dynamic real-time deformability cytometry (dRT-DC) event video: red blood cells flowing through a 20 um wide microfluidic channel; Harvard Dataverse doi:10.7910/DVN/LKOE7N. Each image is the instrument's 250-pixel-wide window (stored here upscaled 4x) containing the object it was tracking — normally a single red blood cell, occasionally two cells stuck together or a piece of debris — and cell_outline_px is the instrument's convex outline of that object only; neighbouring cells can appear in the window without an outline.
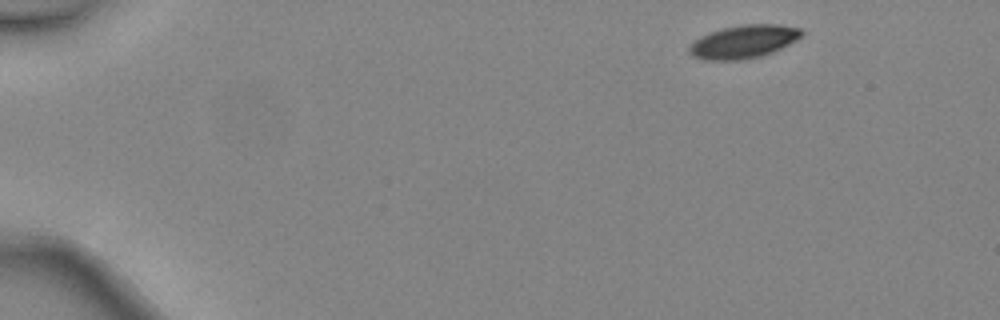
{"species": "common noctule bat (a hibernating species)", "species_latin": "Nyctalus noctula", "temperature_condition": "warm", "stored_images_in_passage": 6, "camera_frame_rate_fps": 3000, "um_per_image_px": 0.085, "animal": {"sex": "female", "body_mass_g": 24.6, "forearm_length_mm": 56.2}, "frame": {"image": 1, "passage_image": 1, "time_ms": 0.0, "image_size_px": [1000, 320], "cell_outline_px": [[804, 36], [772, 52], [760, 56], [744, 60], [704, 60], [692, 56], [688, 52], [688, 48], [700, 36], [724, 28], [744, 24], [780, 24], [800, 28], [804, 32]], "centroid_in_image_um": [63.23, 3.54], "position_along_channel_um": 21.8, "area_um2": 21.68}}
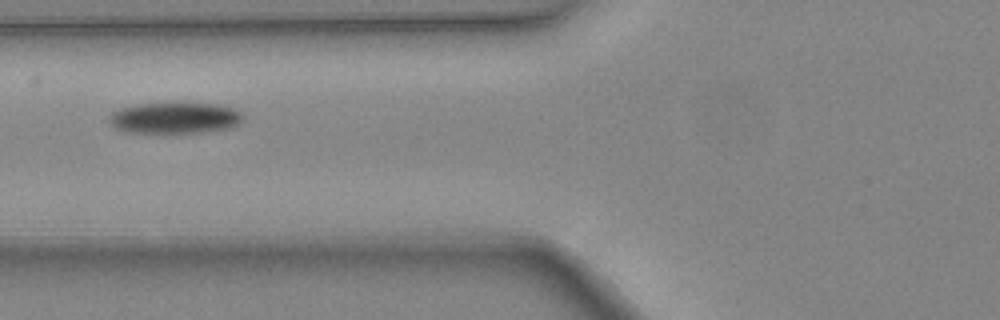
{"frame": {"image": 2, "passage_image": 5, "time_ms": 1.333, "image_size_px": [1000, 320], "cell_outline_px": [[244, 120], [240, 124], [232, 128], [204, 132], [124, 132], [116, 128], [108, 120], [108, 116], [112, 112], [120, 108], [136, 104], [216, 104], [236, 108], [244, 116]], "centroid_in_image_um": [14.9, 10.03], "position_along_channel_um": 110.9, "area_um2": 24.28}}
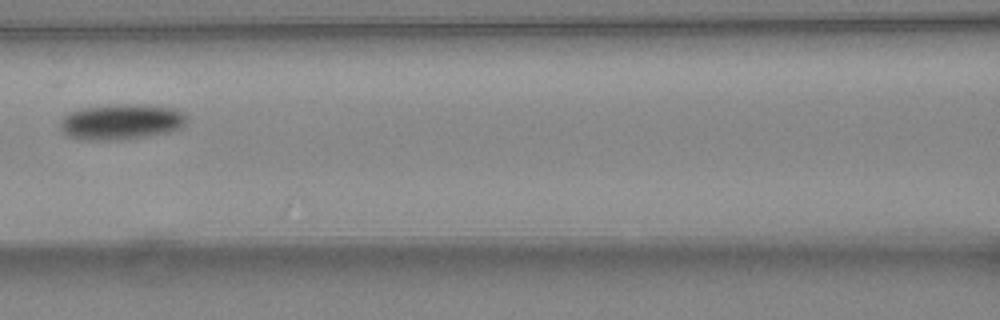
{"frame": {"image": 3, "passage_image": 6, "time_ms": 1.667, "image_size_px": [1000, 320], "cell_outline_px": [[188, 120], [180, 128], [168, 132], [148, 136], [120, 140], [92, 140], [68, 136], [60, 132], [60, 120], [68, 112], [80, 108], [108, 104], [140, 104], [176, 108], [188, 116]], "centroid_in_image_um": [10.29, 10.34], "position_along_channel_um": 156.3, "area_um2": 26.7}}